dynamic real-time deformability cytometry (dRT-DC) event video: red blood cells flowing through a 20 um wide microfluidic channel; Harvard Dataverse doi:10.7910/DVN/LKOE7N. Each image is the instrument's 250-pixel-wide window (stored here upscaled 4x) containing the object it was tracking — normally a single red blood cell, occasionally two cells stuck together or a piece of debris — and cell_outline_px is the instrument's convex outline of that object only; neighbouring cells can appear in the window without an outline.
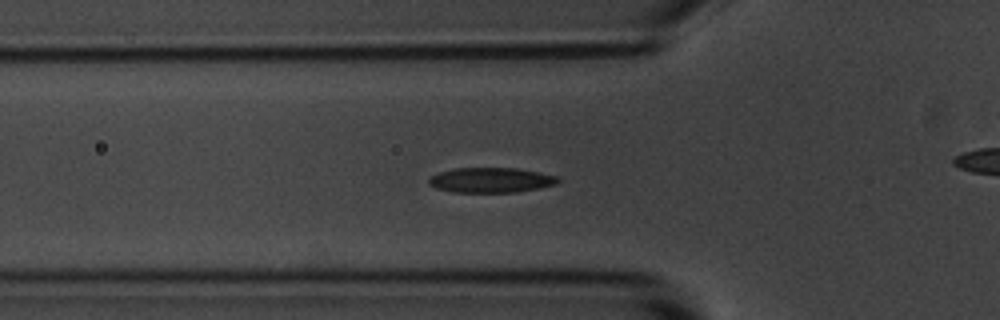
{"species": "common noctule bat (a hibernating species)", "species_latin": "Nyctalus noctula", "temperature_condition": "room temperature", "stored_images_in_passage": 55, "camera_frame_rate_fps": 3000, "um_per_image_px": 0.085, "animal": {"sex": "male", "body_mass_g": 20.1, "forearm_length_mm": 53.5}, "frame": {"image": 1, "passage_image": 18, "time_ms": 5.667, "image_size_px": [1000, 320], "cell_outline_px": [[560, 180], [556, 184], [516, 192], [452, 192], [436, 188], [428, 184], [428, 176], [452, 168], [516, 168], [540, 172], [556, 176]], "centroid_in_image_um": [41.67, 15.3], "position_along_channel_um": 84.1, "area_um2": 18.84}}
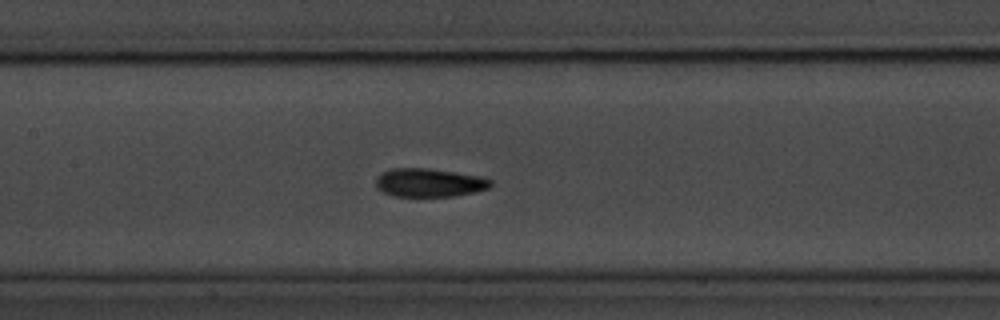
{"frame": {"image": 2, "passage_image": 25, "time_ms": 8.0, "image_size_px": [1000, 320], "cell_outline_px": [[492, 188], [476, 192], [452, 196], [396, 196], [384, 192], [376, 188], [376, 176], [380, 172], [392, 168], [428, 168], [480, 176], [492, 180]], "centroid_in_image_um": [36.49, 15.52], "position_along_channel_um": 170.9, "area_um2": 19.19}}
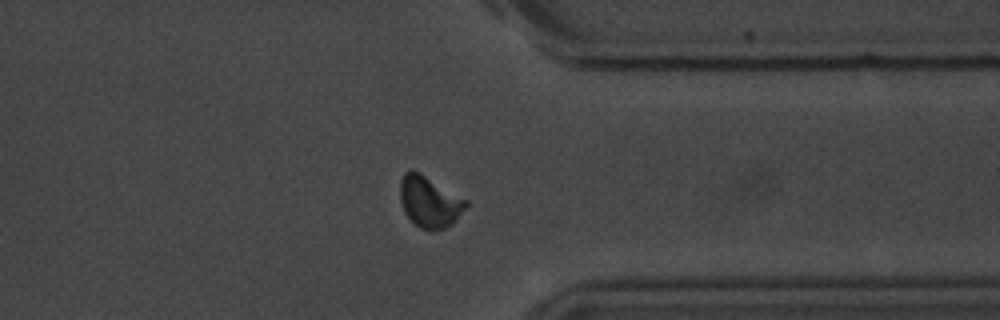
{"frame": {"image": 3, "passage_image": 42, "time_ms": 13.667, "image_size_px": [1000, 320], "cell_outline_px": [[468, 204], [456, 220], [452, 224], [444, 228], [420, 228], [412, 224], [404, 212], [400, 200], [400, 180], [404, 172], [416, 172], [424, 176], [468, 200]], "centroid_in_image_um": [36.49, 17.17], "position_along_channel_um": 374.9, "area_um2": 19.19}, "authors_computed_cell_mechanics": {"area_um2": 18.6116, "velocity_mm_per_s": 3.6897, "shape_relaxation_time_tau1_ms": 2.4663, "shape_relaxation_time_tau2_ms": 2.1112, "deformation_change_tau1": 0.1166, "deformation_change_tau2": 0.0627}}